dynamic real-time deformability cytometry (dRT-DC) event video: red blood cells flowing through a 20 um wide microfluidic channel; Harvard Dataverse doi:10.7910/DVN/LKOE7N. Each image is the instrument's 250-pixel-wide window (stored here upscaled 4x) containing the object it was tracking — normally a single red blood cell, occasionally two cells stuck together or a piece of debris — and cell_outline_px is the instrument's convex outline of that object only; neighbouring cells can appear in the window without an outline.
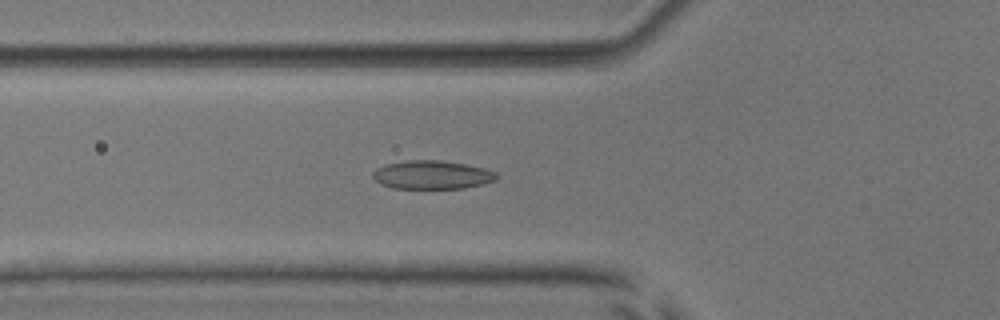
{"species": "common noctule bat (a hibernating species)", "species_latin": "Nyctalus noctula", "temperature_condition": "room temperature", "stored_images_in_passage": 53, "camera_frame_rate_fps": 3000, "um_per_image_px": 0.085, "animal": {"sex": "male", "body_mass_g": 17.9, "forearm_length_mm": 54.2}, "frame": {"image": 1, "passage_image": 20, "time_ms": 6.333, "image_size_px": [1000, 320], "cell_outline_px": [[496, 180], [464, 188], [392, 188], [380, 184], [372, 176], [372, 172], [376, 168], [384, 164], [404, 160], [440, 160], [464, 164], [484, 168], [496, 172]], "centroid_in_image_um": [36.66, 14.85], "position_along_channel_um": 89.1, "area_um2": 20.52}}
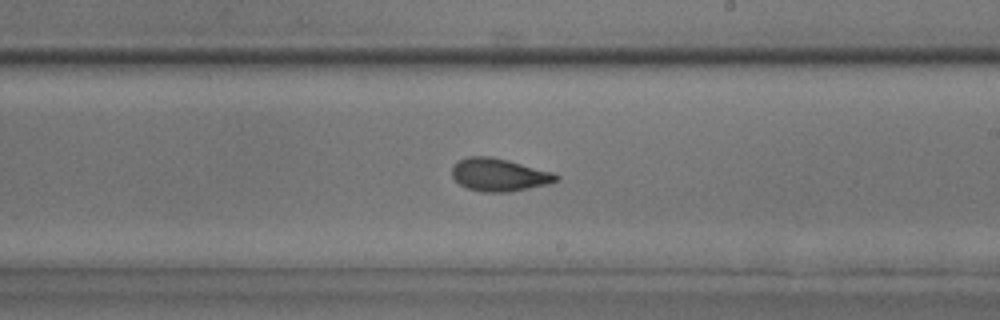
{"frame": {"image": 2, "passage_image": 32, "time_ms": 10.333, "image_size_px": [1000, 320], "cell_outline_px": [[560, 180], [552, 184], [508, 192], [484, 192], [468, 188], [460, 184], [452, 176], [452, 164], [468, 156], [492, 156], [556, 172], [560, 176]], "centroid_in_image_um": [42.5, 14.85], "position_along_channel_um": 246.5, "area_um2": 20.29}}
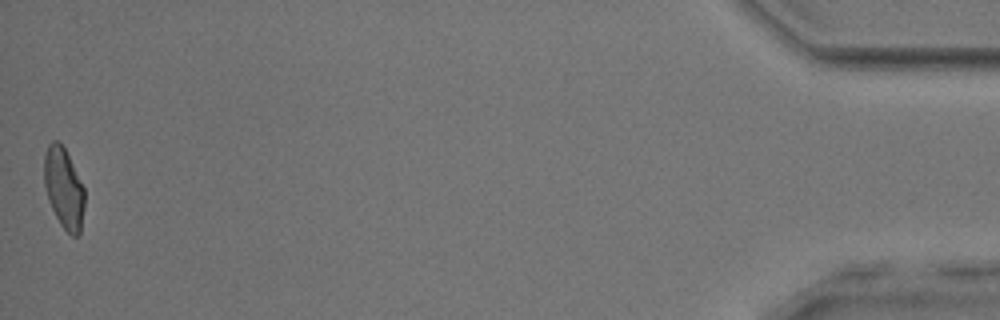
{"frame": {"image": 3, "passage_image": 53, "time_ms": 17.333, "image_size_px": [1000, 320], "cell_outline_px": [[84, 208], [80, 232], [76, 236], [72, 236], [60, 224], [48, 200], [44, 184], [44, 156], [48, 144], [52, 140], [56, 140], [64, 148], [84, 188]], "centroid_in_image_um": [5.41, 16.0], "position_along_channel_um": 429.8, "area_um2": 18.73}, "authors_computed_cell_mechanics": {"area_um2": 19.9988, "velocity_mm_per_s": 3.9393, "shape_relaxation_time_tau1_ms": 4.715, "shape_relaxation_time_tau2_ms": 2.6183, "deformation_change_tau1": 0.1493, "deformation_change_tau2": 0.0686}}